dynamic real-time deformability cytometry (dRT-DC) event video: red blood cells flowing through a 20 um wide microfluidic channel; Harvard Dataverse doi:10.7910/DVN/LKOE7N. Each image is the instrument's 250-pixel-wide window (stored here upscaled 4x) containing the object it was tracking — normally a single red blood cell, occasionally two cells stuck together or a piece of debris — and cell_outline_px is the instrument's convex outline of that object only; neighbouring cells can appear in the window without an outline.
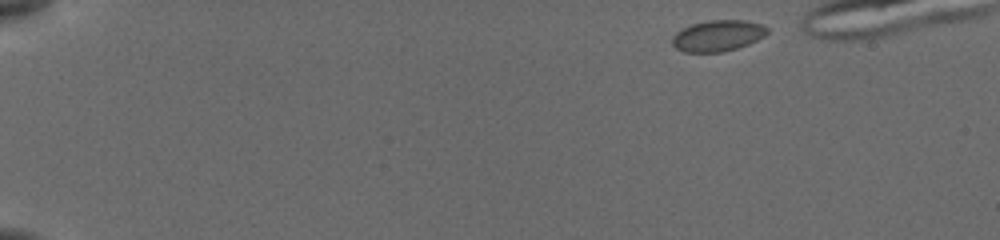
{"species": "common noctule bat (a hibernating species)", "species_latin": "Nyctalus noctula", "temperature_condition": "cold", "stored_images_in_passage": 10, "camera_frame_rate_fps": 3000, "um_per_image_px": 0.085, "animal": {"sex": "female", "body_mass_g": 19.5, "forearm_length_mm": 54.1}, "frame": {"image": 1, "passage_image": 1, "time_ms": 0.0, "image_size_px": [1000, 240], "cell_outline_px": [[768, 32], [764, 36], [748, 44], [736, 48], [720, 52], [684, 52], [676, 48], [672, 44], [672, 36], [676, 32], [692, 24], [708, 20], [744, 20], [764, 24], [768, 28]], "centroid_in_image_um": [61.02, 3.03], "position_along_channel_um": 24.0, "area_um2": 17.22}}
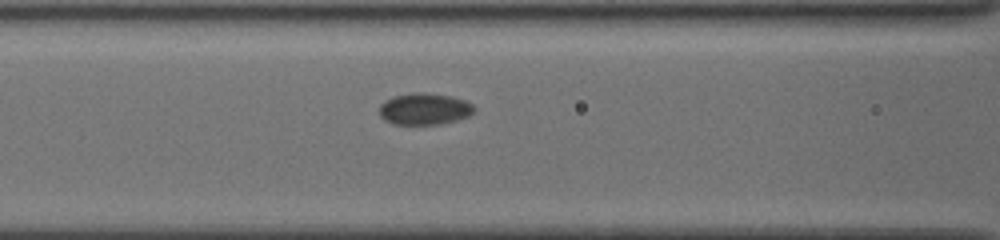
{"frame": {"image": 2, "passage_image": 10, "time_ms": 6.0, "image_size_px": [1000, 240], "cell_outline_px": [[476, 108], [468, 116], [440, 124], [396, 124], [384, 120], [380, 116], [380, 104], [384, 100], [392, 96], [416, 92], [424, 92], [448, 96], [464, 100], [472, 104]], "centroid_in_image_um": [36.04, 9.25], "position_along_channel_um": 130.6, "area_um2": 17.34}}